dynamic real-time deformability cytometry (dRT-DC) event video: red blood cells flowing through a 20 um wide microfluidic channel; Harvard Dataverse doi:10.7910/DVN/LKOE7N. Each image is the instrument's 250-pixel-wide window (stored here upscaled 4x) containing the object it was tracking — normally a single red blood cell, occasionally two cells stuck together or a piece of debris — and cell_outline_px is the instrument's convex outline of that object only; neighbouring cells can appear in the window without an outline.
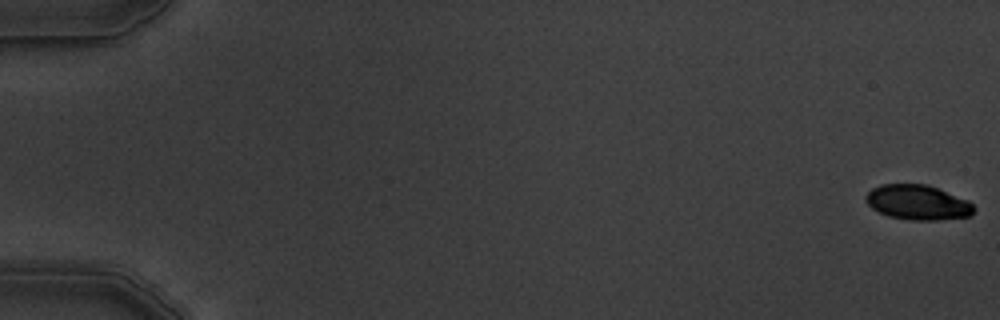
{"species": "common noctule bat (a hibernating species)", "species_latin": "Nyctalus noctula", "temperature_condition": "warm", "stored_images_in_passage": 6, "camera_frame_rate_fps": 3000, "um_per_image_px": 0.085, "animal": {"sex": "male", "body_mass_g": 19.5, "forearm_length_mm": 54.6}, "frame": {"image": 1, "passage_image": 1, "time_ms": 0.0, "image_size_px": [1000, 320], "cell_outline_px": [[976, 208], [972, 216], [936, 220], [908, 220], [888, 216], [872, 208], [864, 200], [864, 196], [872, 188], [880, 184], [928, 184], [968, 200]], "centroid_in_image_um": [78.01, 17.2], "position_along_channel_um": 7.0, "area_um2": 22.2}}
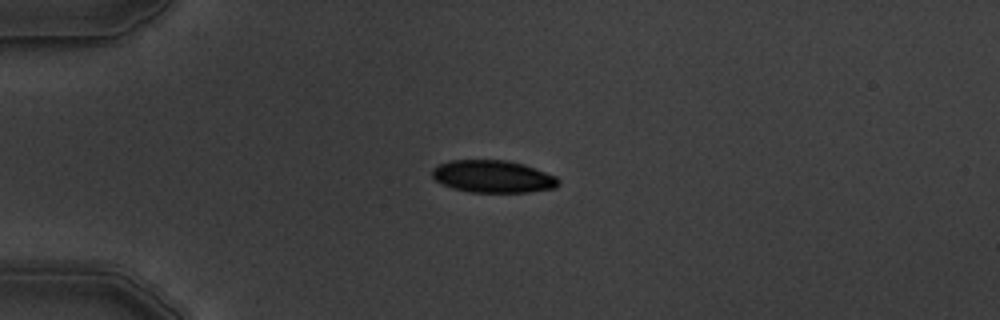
{"frame": {"image": 2, "passage_image": 5, "time_ms": 4.667, "image_size_px": [1000, 320], "cell_outline_px": [[560, 184], [556, 188], [528, 192], [468, 192], [452, 188], [436, 180], [432, 176], [432, 168], [448, 160], [508, 160], [524, 164], [556, 176], [560, 180]], "centroid_in_image_um": [41.92, 15.0], "position_along_channel_um": 43.1, "area_um2": 23.93}}